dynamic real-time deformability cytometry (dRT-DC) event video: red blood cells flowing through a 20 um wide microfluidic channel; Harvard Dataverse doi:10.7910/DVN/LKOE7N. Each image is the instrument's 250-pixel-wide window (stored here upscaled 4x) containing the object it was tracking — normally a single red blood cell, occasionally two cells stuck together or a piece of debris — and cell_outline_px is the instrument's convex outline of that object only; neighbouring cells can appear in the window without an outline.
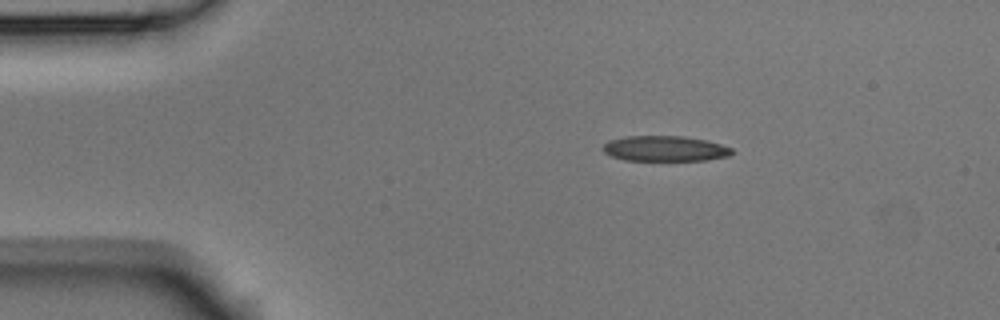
{"species": "Egyptian fruit bat (a non-hibernating species)", "species_latin": "Rousettus aegyptiacus", "temperature_condition": "room temperature", "stored_images_in_passage": 7, "camera_frame_rate_fps": 3000, "um_per_image_px": 0.085, "animal": {"sex": "male"}, "frame": {"image": 1, "passage_image": 1, "time_ms": 0.0, "image_size_px": [1000, 320], "cell_outline_px": [[736, 152], [728, 156], [708, 160], [624, 160], [612, 156], [604, 152], [600, 148], [608, 140], [624, 136], [684, 136], [708, 140], [732, 148]], "centroid_in_image_um": [56.52, 12.62], "position_along_channel_um": 28.5, "area_um2": 19.31}}
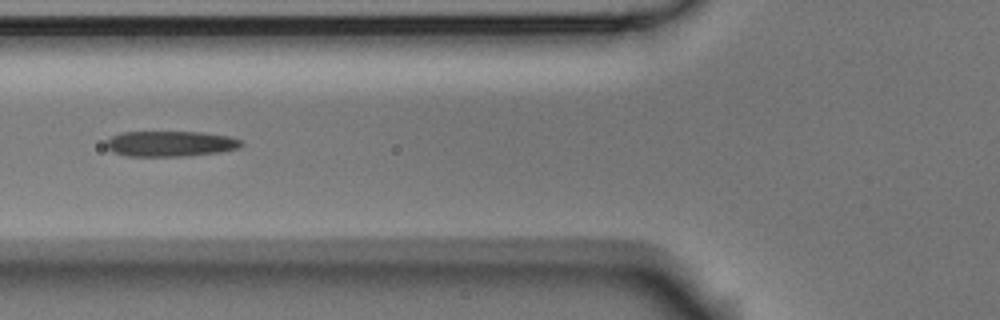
{"frame": {"image": 2, "passage_image": 4, "time_ms": 1.0, "image_size_px": [1000, 320], "cell_outline_px": [[244, 144], [240, 148], [220, 152], [188, 156], [128, 156], [112, 152], [104, 144], [112, 136], [120, 132], [204, 132], [228, 136], [240, 140]], "centroid_in_image_um": [14.49, 12.22], "position_along_channel_um": 111.3, "area_um2": 20.23}}
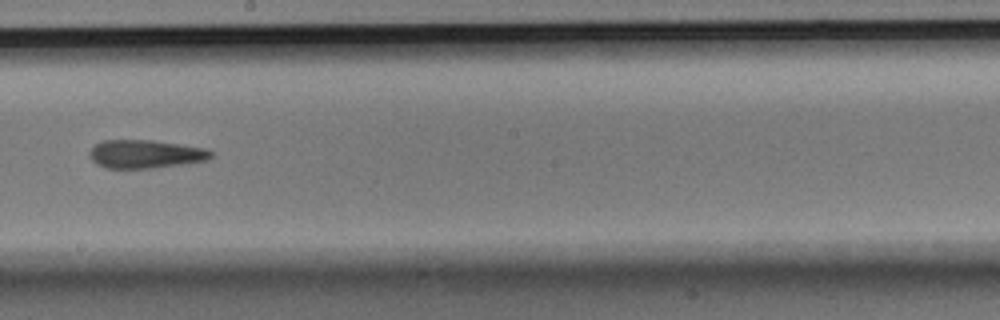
{"frame": {"image": 3, "passage_image": 7, "time_ms": 2.0, "image_size_px": [1000, 320], "cell_outline_px": [[216, 152], [208, 160], [188, 164], [152, 168], [104, 168], [96, 164], [88, 156], [88, 152], [100, 140], [152, 140], [180, 144], [204, 148]], "centroid_in_image_um": [12.37, 13.1], "position_along_channel_um": 235.8, "area_um2": 20.4}}